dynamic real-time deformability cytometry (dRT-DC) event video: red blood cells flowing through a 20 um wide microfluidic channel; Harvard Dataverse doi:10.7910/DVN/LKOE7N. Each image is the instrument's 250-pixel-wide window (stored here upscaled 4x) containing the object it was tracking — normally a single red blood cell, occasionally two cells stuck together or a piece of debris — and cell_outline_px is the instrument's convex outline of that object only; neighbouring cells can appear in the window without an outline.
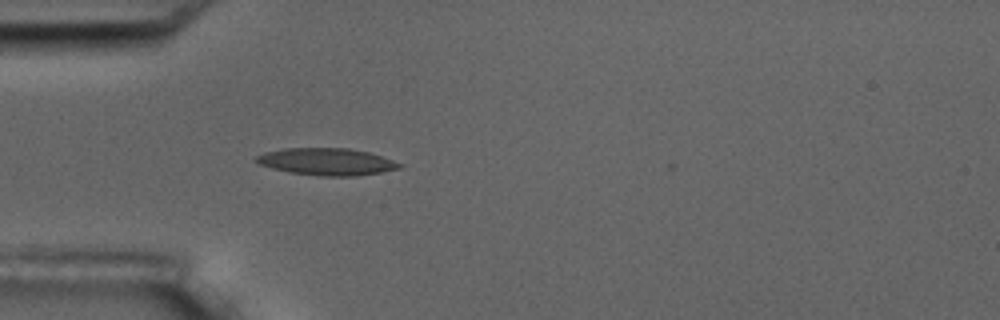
{"species": "common noctule bat (a hibernating species)", "species_latin": "Nyctalus noctula", "temperature_condition": "room temperature", "stored_images_in_passage": 1, "camera_frame_rate_fps": 3000, "um_per_image_px": 0.085, "animal": {"sex": "male", "body_mass_g": 17.5, "forearm_length_mm": 52.3}, "frame": {"image": 1, "passage_image": 1, "time_ms": 0.0, "image_size_px": [1000, 320], "cell_outline_px": [[404, 164], [400, 168], [380, 172], [352, 176], [320, 176], [288, 172], [272, 168], [260, 164], [256, 160], [256, 156], [264, 152], [284, 148], [348, 148], [368, 152]], "centroid_in_image_um": [27.75, 13.74], "position_along_channel_um": 57.2, "area_um2": 22.43}}